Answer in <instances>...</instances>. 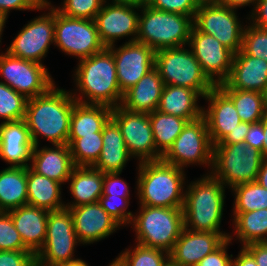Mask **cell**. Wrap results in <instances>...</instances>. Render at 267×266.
Wrapping results in <instances>:
<instances>
[{
    "label": "cell",
    "mask_w": 267,
    "mask_h": 266,
    "mask_svg": "<svg viewBox=\"0 0 267 266\" xmlns=\"http://www.w3.org/2000/svg\"><path fill=\"white\" fill-rule=\"evenodd\" d=\"M232 241V236L228 239L214 252L206 255L196 266H232V257L227 254V247Z\"/></svg>",
    "instance_id": "47"
},
{
    "label": "cell",
    "mask_w": 267,
    "mask_h": 266,
    "mask_svg": "<svg viewBox=\"0 0 267 266\" xmlns=\"http://www.w3.org/2000/svg\"><path fill=\"white\" fill-rule=\"evenodd\" d=\"M254 9L250 17L248 18L252 20L253 24L257 27L267 29V0H257L256 5H254Z\"/></svg>",
    "instance_id": "50"
},
{
    "label": "cell",
    "mask_w": 267,
    "mask_h": 266,
    "mask_svg": "<svg viewBox=\"0 0 267 266\" xmlns=\"http://www.w3.org/2000/svg\"><path fill=\"white\" fill-rule=\"evenodd\" d=\"M57 266H89L84 260L79 259L75 262H71V263H64V264H60Z\"/></svg>",
    "instance_id": "57"
},
{
    "label": "cell",
    "mask_w": 267,
    "mask_h": 266,
    "mask_svg": "<svg viewBox=\"0 0 267 266\" xmlns=\"http://www.w3.org/2000/svg\"><path fill=\"white\" fill-rule=\"evenodd\" d=\"M77 243L81 244L74 231L70 210L64 208L49 212L45 242L36 254V265L57 266L79 260L73 257Z\"/></svg>",
    "instance_id": "9"
},
{
    "label": "cell",
    "mask_w": 267,
    "mask_h": 266,
    "mask_svg": "<svg viewBox=\"0 0 267 266\" xmlns=\"http://www.w3.org/2000/svg\"><path fill=\"white\" fill-rule=\"evenodd\" d=\"M111 118L117 123L131 157L141 162L160 160L156 150L149 113L132 112L121 105L112 109Z\"/></svg>",
    "instance_id": "13"
},
{
    "label": "cell",
    "mask_w": 267,
    "mask_h": 266,
    "mask_svg": "<svg viewBox=\"0 0 267 266\" xmlns=\"http://www.w3.org/2000/svg\"><path fill=\"white\" fill-rule=\"evenodd\" d=\"M109 266H121L116 260H113L112 263H110Z\"/></svg>",
    "instance_id": "63"
},
{
    "label": "cell",
    "mask_w": 267,
    "mask_h": 266,
    "mask_svg": "<svg viewBox=\"0 0 267 266\" xmlns=\"http://www.w3.org/2000/svg\"><path fill=\"white\" fill-rule=\"evenodd\" d=\"M241 50L247 55L267 61V29L253 24L244 26Z\"/></svg>",
    "instance_id": "40"
},
{
    "label": "cell",
    "mask_w": 267,
    "mask_h": 266,
    "mask_svg": "<svg viewBox=\"0 0 267 266\" xmlns=\"http://www.w3.org/2000/svg\"><path fill=\"white\" fill-rule=\"evenodd\" d=\"M138 165L137 196L140 205L183 208L185 174L182 168L162 159Z\"/></svg>",
    "instance_id": "3"
},
{
    "label": "cell",
    "mask_w": 267,
    "mask_h": 266,
    "mask_svg": "<svg viewBox=\"0 0 267 266\" xmlns=\"http://www.w3.org/2000/svg\"><path fill=\"white\" fill-rule=\"evenodd\" d=\"M103 146L101 154L93 168L103 172H121L131 158L121 130L110 118L102 129Z\"/></svg>",
    "instance_id": "27"
},
{
    "label": "cell",
    "mask_w": 267,
    "mask_h": 266,
    "mask_svg": "<svg viewBox=\"0 0 267 266\" xmlns=\"http://www.w3.org/2000/svg\"><path fill=\"white\" fill-rule=\"evenodd\" d=\"M261 124L264 131V137H263V147H262V155L267 158V111H265L262 119Z\"/></svg>",
    "instance_id": "56"
},
{
    "label": "cell",
    "mask_w": 267,
    "mask_h": 266,
    "mask_svg": "<svg viewBox=\"0 0 267 266\" xmlns=\"http://www.w3.org/2000/svg\"><path fill=\"white\" fill-rule=\"evenodd\" d=\"M137 42L144 43L155 52L188 45L193 18L140 5Z\"/></svg>",
    "instance_id": "5"
},
{
    "label": "cell",
    "mask_w": 267,
    "mask_h": 266,
    "mask_svg": "<svg viewBox=\"0 0 267 266\" xmlns=\"http://www.w3.org/2000/svg\"><path fill=\"white\" fill-rule=\"evenodd\" d=\"M112 109L106 105L76 102L72 110L68 139H78L102 132L104 125L111 118Z\"/></svg>",
    "instance_id": "31"
},
{
    "label": "cell",
    "mask_w": 267,
    "mask_h": 266,
    "mask_svg": "<svg viewBox=\"0 0 267 266\" xmlns=\"http://www.w3.org/2000/svg\"><path fill=\"white\" fill-rule=\"evenodd\" d=\"M67 145L70 148L74 166H93L101 154L102 132L78 139H68Z\"/></svg>",
    "instance_id": "36"
},
{
    "label": "cell",
    "mask_w": 267,
    "mask_h": 266,
    "mask_svg": "<svg viewBox=\"0 0 267 266\" xmlns=\"http://www.w3.org/2000/svg\"><path fill=\"white\" fill-rule=\"evenodd\" d=\"M134 249H126L115 260L121 266H163L169 260V253L161 249L137 244Z\"/></svg>",
    "instance_id": "38"
},
{
    "label": "cell",
    "mask_w": 267,
    "mask_h": 266,
    "mask_svg": "<svg viewBox=\"0 0 267 266\" xmlns=\"http://www.w3.org/2000/svg\"><path fill=\"white\" fill-rule=\"evenodd\" d=\"M145 3L154 9L191 16L193 19L199 7L197 0H146Z\"/></svg>",
    "instance_id": "44"
},
{
    "label": "cell",
    "mask_w": 267,
    "mask_h": 266,
    "mask_svg": "<svg viewBox=\"0 0 267 266\" xmlns=\"http://www.w3.org/2000/svg\"><path fill=\"white\" fill-rule=\"evenodd\" d=\"M54 44L65 54L78 57L79 60L105 48L94 20L70 18L56 9Z\"/></svg>",
    "instance_id": "11"
},
{
    "label": "cell",
    "mask_w": 267,
    "mask_h": 266,
    "mask_svg": "<svg viewBox=\"0 0 267 266\" xmlns=\"http://www.w3.org/2000/svg\"><path fill=\"white\" fill-rule=\"evenodd\" d=\"M263 98H264L265 110L267 111V87L265 88V90L263 92Z\"/></svg>",
    "instance_id": "61"
},
{
    "label": "cell",
    "mask_w": 267,
    "mask_h": 266,
    "mask_svg": "<svg viewBox=\"0 0 267 266\" xmlns=\"http://www.w3.org/2000/svg\"><path fill=\"white\" fill-rule=\"evenodd\" d=\"M114 45L108 48L114 57L120 91L124 94L154 68L155 51L137 41L126 42L119 48Z\"/></svg>",
    "instance_id": "18"
},
{
    "label": "cell",
    "mask_w": 267,
    "mask_h": 266,
    "mask_svg": "<svg viewBox=\"0 0 267 266\" xmlns=\"http://www.w3.org/2000/svg\"><path fill=\"white\" fill-rule=\"evenodd\" d=\"M51 7V8H50ZM50 12L28 22L17 34L7 52L14 57L42 64V60L52 43L55 31V7L46 1Z\"/></svg>",
    "instance_id": "15"
},
{
    "label": "cell",
    "mask_w": 267,
    "mask_h": 266,
    "mask_svg": "<svg viewBox=\"0 0 267 266\" xmlns=\"http://www.w3.org/2000/svg\"><path fill=\"white\" fill-rule=\"evenodd\" d=\"M156 150L163 156L189 122L174 115L155 110L149 113Z\"/></svg>",
    "instance_id": "34"
},
{
    "label": "cell",
    "mask_w": 267,
    "mask_h": 266,
    "mask_svg": "<svg viewBox=\"0 0 267 266\" xmlns=\"http://www.w3.org/2000/svg\"><path fill=\"white\" fill-rule=\"evenodd\" d=\"M63 5L55 7L64 16L78 19L94 20L100 12L104 0H64Z\"/></svg>",
    "instance_id": "41"
},
{
    "label": "cell",
    "mask_w": 267,
    "mask_h": 266,
    "mask_svg": "<svg viewBox=\"0 0 267 266\" xmlns=\"http://www.w3.org/2000/svg\"><path fill=\"white\" fill-rule=\"evenodd\" d=\"M199 4H211V3H218L219 0H197Z\"/></svg>",
    "instance_id": "60"
},
{
    "label": "cell",
    "mask_w": 267,
    "mask_h": 266,
    "mask_svg": "<svg viewBox=\"0 0 267 266\" xmlns=\"http://www.w3.org/2000/svg\"><path fill=\"white\" fill-rule=\"evenodd\" d=\"M185 46L155 52L154 67L164 85H174L196 90L204 98L215 85L201 69L191 49Z\"/></svg>",
    "instance_id": "8"
},
{
    "label": "cell",
    "mask_w": 267,
    "mask_h": 266,
    "mask_svg": "<svg viewBox=\"0 0 267 266\" xmlns=\"http://www.w3.org/2000/svg\"><path fill=\"white\" fill-rule=\"evenodd\" d=\"M229 236L225 232H195L184 227L169 253V259L178 266H196L206 255L218 249Z\"/></svg>",
    "instance_id": "19"
},
{
    "label": "cell",
    "mask_w": 267,
    "mask_h": 266,
    "mask_svg": "<svg viewBox=\"0 0 267 266\" xmlns=\"http://www.w3.org/2000/svg\"><path fill=\"white\" fill-rule=\"evenodd\" d=\"M164 82L154 67L123 94L121 106L132 112L151 113L157 110Z\"/></svg>",
    "instance_id": "26"
},
{
    "label": "cell",
    "mask_w": 267,
    "mask_h": 266,
    "mask_svg": "<svg viewBox=\"0 0 267 266\" xmlns=\"http://www.w3.org/2000/svg\"><path fill=\"white\" fill-rule=\"evenodd\" d=\"M61 183L27 167V205L57 211L65 208L61 201Z\"/></svg>",
    "instance_id": "30"
},
{
    "label": "cell",
    "mask_w": 267,
    "mask_h": 266,
    "mask_svg": "<svg viewBox=\"0 0 267 266\" xmlns=\"http://www.w3.org/2000/svg\"><path fill=\"white\" fill-rule=\"evenodd\" d=\"M199 97L196 90L164 85L157 110L191 122L203 116V108L197 104Z\"/></svg>",
    "instance_id": "28"
},
{
    "label": "cell",
    "mask_w": 267,
    "mask_h": 266,
    "mask_svg": "<svg viewBox=\"0 0 267 266\" xmlns=\"http://www.w3.org/2000/svg\"><path fill=\"white\" fill-rule=\"evenodd\" d=\"M28 99L14 89L0 82V118L3 122L25 118Z\"/></svg>",
    "instance_id": "39"
},
{
    "label": "cell",
    "mask_w": 267,
    "mask_h": 266,
    "mask_svg": "<svg viewBox=\"0 0 267 266\" xmlns=\"http://www.w3.org/2000/svg\"><path fill=\"white\" fill-rule=\"evenodd\" d=\"M27 205V168L11 167L0 171V212Z\"/></svg>",
    "instance_id": "32"
},
{
    "label": "cell",
    "mask_w": 267,
    "mask_h": 266,
    "mask_svg": "<svg viewBox=\"0 0 267 266\" xmlns=\"http://www.w3.org/2000/svg\"><path fill=\"white\" fill-rule=\"evenodd\" d=\"M263 243L267 246V237H266V239L263 241Z\"/></svg>",
    "instance_id": "64"
},
{
    "label": "cell",
    "mask_w": 267,
    "mask_h": 266,
    "mask_svg": "<svg viewBox=\"0 0 267 266\" xmlns=\"http://www.w3.org/2000/svg\"><path fill=\"white\" fill-rule=\"evenodd\" d=\"M131 224L137 244L170 253L184 228L182 208L140 205Z\"/></svg>",
    "instance_id": "6"
},
{
    "label": "cell",
    "mask_w": 267,
    "mask_h": 266,
    "mask_svg": "<svg viewBox=\"0 0 267 266\" xmlns=\"http://www.w3.org/2000/svg\"><path fill=\"white\" fill-rule=\"evenodd\" d=\"M47 0H0V11L8 17L10 10H43Z\"/></svg>",
    "instance_id": "48"
},
{
    "label": "cell",
    "mask_w": 267,
    "mask_h": 266,
    "mask_svg": "<svg viewBox=\"0 0 267 266\" xmlns=\"http://www.w3.org/2000/svg\"><path fill=\"white\" fill-rule=\"evenodd\" d=\"M129 198L111 197V195H102L99 198L101 207L120 225L131 224L133 217L131 211H126L129 206Z\"/></svg>",
    "instance_id": "43"
},
{
    "label": "cell",
    "mask_w": 267,
    "mask_h": 266,
    "mask_svg": "<svg viewBox=\"0 0 267 266\" xmlns=\"http://www.w3.org/2000/svg\"><path fill=\"white\" fill-rule=\"evenodd\" d=\"M232 260H234L232 266H257L253 256L244 247H242L237 257Z\"/></svg>",
    "instance_id": "53"
},
{
    "label": "cell",
    "mask_w": 267,
    "mask_h": 266,
    "mask_svg": "<svg viewBox=\"0 0 267 266\" xmlns=\"http://www.w3.org/2000/svg\"><path fill=\"white\" fill-rule=\"evenodd\" d=\"M188 46L200 63L204 74L215 86L224 83L229 78L234 53L214 36L200 32L193 25Z\"/></svg>",
    "instance_id": "16"
},
{
    "label": "cell",
    "mask_w": 267,
    "mask_h": 266,
    "mask_svg": "<svg viewBox=\"0 0 267 266\" xmlns=\"http://www.w3.org/2000/svg\"><path fill=\"white\" fill-rule=\"evenodd\" d=\"M33 148L25 119L0 124V158L11 167H29Z\"/></svg>",
    "instance_id": "22"
},
{
    "label": "cell",
    "mask_w": 267,
    "mask_h": 266,
    "mask_svg": "<svg viewBox=\"0 0 267 266\" xmlns=\"http://www.w3.org/2000/svg\"><path fill=\"white\" fill-rule=\"evenodd\" d=\"M236 10L218 3L199 4L193 25L205 34L214 36L234 54L242 47L244 25L238 20Z\"/></svg>",
    "instance_id": "14"
},
{
    "label": "cell",
    "mask_w": 267,
    "mask_h": 266,
    "mask_svg": "<svg viewBox=\"0 0 267 266\" xmlns=\"http://www.w3.org/2000/svg\"><path fill=\"white\" fill-rule=\"evenodd\" d=\"M121 172H109L103 174V193L102 195H111V197L130 198L129 186L121 179Z\"/></svg>",
    "instance_id": "45"
},
{
    "label": "cell",
    "mask_w": 267,
    "mask_h": 266,
    "mask_svg": "<svg viewBox=\"0 0 267 266\" xmlns=\"http://www.w3.org/2000/svg\"><path fill=\"white\" fill-rule=\"evenodd\" d=\"M265 157L245 142L213 146L210 174L229 188L256 181Z\"/></svg>",
    "instance_id": "7"
},
{
    "label": "cell",
    "mask_w": 267,
    "mask_h": 266,
    "mask_svg": "<svg viewBox=\"0 0 267 266\" xmlns=\"http://www.w3.org/2000/svg\"><path fill=\"white\" fill-rule=\"evenodd\" d=\"M163 266H178V265L175 264V263H173V262L169 259Z\"/></svg>",
    "instance_id": "62"
},
{
    "label": "cell",
    "mask_w": 267,
    "mask_h": 266,
    "mask_svg": "<svg viewBox=\"0 0 267 266\" xmlns=\"http://www.w3.org/2000/svg\"><path fill=\"white\" fill-rule=\"evenodd\" d=\"M234 232L242 247L261 243L267 237V209L251 212H233Z\"/></svg>",
    "instance_id": "33"
},
{
    "label": "cell",
    "mask_w": 267,
    "mask_h": 266,
    "mask_svg": "<svg viewBox=\"0 0 267 266\" xmlns=\"http://www.w3.org/2000/svg\"><path fill=\"white\" fill-rule=\"evenodd\" d=\"M203 99L208 101V108L203 107L209 137L212 145H217L230 131H234L241 119L233 101L216 85Z\"/></svg>",
    "instance_id": "21"
},
{
    "label": "cell",
    "mask_w": 267,
    "mask_h": 266,
    "mask_svg": "<svg viewBox=\"0 0 267 266\" xmlns=\"http://www.w3.org/2000/svg\"><path fill=\"white\" fill-rule=\"evenodd\" d=\"M213 145L211 143L206 119L188 122L172 146L162 156L166 163L184 169L187 165L198 164L212 168Z\"/></svg>",
    "instance_id": "10"
},
{
    "label": "cell",
    "mask_w": 267,
    "mask_h": 266,
    "mask_svg": "<svg viewBox=\"0 0 267 266\" xmlns=\"http://www.w3.org/2000/svg\"><path fill=\"white\" fill-rule=\"evenodd\" d=\"M28 250L8 212H0V251Z\"/></svg>",
    "instance_id": "42"
},
{
    "label": "cell",
    "mask_w": 267,
    "mask_h": 266,
    "mask_svg": "<svg viewBox=\"0 0 267 266\" xmlns=\"http://www.w3.org/2000/svg\"><path fill=\"white\" fill-rule=\"evenodd\" d=\"M257 0H219L218 4L223 5V6H227L229 8L232 9H237L240 8L242 6H249L250 3L252 5H256Z\"/></svg>",
    "instance_id": "54"
},
{
    "label": "cell",
    "mask_w": 267,
    "mask_h": 266,
    "mask_svg": "<svg viewBox=\"0 0 267 266\" xmlns=\"http://www.w3.org/2000/svg\"><path fill=\"white\" fill-rule=\"evenodd\" d=\"M264 131L261 122L250 125L249 131L245 136L244 142L262 152Z\"/></svg>",
    "instance_id": "49"
},
{
    "label": "cell",
    "mask_w": 267,
    "mask_h": 266,
    "mask_svg": "<svg viewBox=\"0 0 267 266\" xmlns=\"http://www.w3.org/2000/svg\"><path fill=\"white\" fill-rule=\"evenodd\" d=\"M256 182L267 189V158L264 159L261 169L258 172Z\"/></svg>",
    "instance_id": "55"
},
{
    "label": "cell",
    "mask_w": 267,
    "mask_h": 266,
    "mask_svg": "<svg viewBox=\"0 0 267 266\" xmlns=\"http://www.w3.org/2000/svg\"><path fill=\"white\" fill-rule=\"evenodd\" d=\"M232 101L242 122H260L264 113L263 93L249 90L221 89Z\"/></svg>",
    "instance_id": "35"
},
{
    "label": "cell",
    "mask_w": 267,
    "mask_h": 266,
    "mask_svg": "<svg viewBox=\"0 0 267 266\" xmlns=\"http://www.w3.org/2000/svg\"><path fill=\"white\" fill-rule=\"evenodd\" d=\"M250 123L240 122L234 131H230L218 144H234L244 142L245 136L250 128Z\"/></svg>",
    "instance_id": "51"
},
{
    "label": "cell",
    "mask_w": 267,
    "mask_h": 266,
    "mask_svg": "<svg viewBox=\"0 0 267 266\" xmlns=\"http://www.w3.org/2000/svg\"><path fill=\"white\" fill-rule=\"evenodd\" d=\"M225 185L210 173L189 185L185 191L184 227L195 232H220ZM190 227V228H189Z\"/></svg>",
    "instance_id": "4"
},
{
    "label": "cell",
    "mask_w": 267,
    "mask_h": 266,
    "mask_svg": "<svg viewBox=\"0 0 267 266\" xmlns=\"http://www.w3.org/2000/svg\"><path fill=\"white\" fill-rule=\"evenodd\" d=\"M54 147L34 146L30 168L59 183L68 182L74 163L67 144H54Z\"/></svg>",
    "instance_id": "24"
},
{
    "label": "cell",
    "mask_w": 267,
    "mask_h": 266,
    "mask_svg": "<svg viewBox=\"0 0 267 266\" xmlns=\"http://www.w3.org/2000/svg\"><path fill=\"white\" fill-rule=\"evenodd\" d=\"M140 5L112 2L103 4L94 21L101 42L105 47L111 46L124 36H132L128 42L136 41L138 35Z\"/></svg>",
    "instance_id": "17"
},
{
    "label": "cell",
    "mask_w": 267,
    "mask_h": 266,
    "mask_svg": "<svg viewBox=\"0 0 267 266\" xmlns=\"http://www.w3.org/2000/svg\"><path fill=\"white\" fill-rule=\"evenodd\" d=\"M36 255L29 250L0 251V266H35Z\"/></svg>",
    "instance_id": "46"
},
{
    "label": "cell",
    "mask_w": 267,
    "mask_h": 266,
    "mask_svg": "<svg viewBox=\"0 0 267 266\" xmlns=\"http://www.w3.org/2000/svg\"><path fill=\"white\" fill-rule=\"evenodd\" d=\"M0 75L5 84L27 99L46 93L55 85L43 64L11 56L0 55Z\"/></svg>",
    "instance_id": "12"
},
{
    "label": "cell",
    "mask_w": 267,
    "mask_h": 266,
    "mask_svg": "<svg viewBox=\"0 0 267 266\" xmlns=\"http://www.w3.org/2000/svg\"><path fill=\"white\" fill-rule=\"evenodd\" d=\"M146 0H112L111 2H119V3H132L136 5H141L145 2ZM105 3H107L106 0H104Z\"/></svg>",
    "instance_id": "58"
},
{
    "label": "cell",
    "mask_w": 267,
    "mask_h": 266,
    "mask_svg": "<svg viewBox=\"0 0 267 266\" xmlns=\"http://www.w3.org/2000/svg\"><path fill=\"white\" fill-rule=\"evenodd\" d=\"M24 246L35 255L41 250L46 237L49 211L24 205L8 211Z\"/></svg>",
    "instance_id": "25"
},
{
    "label": "cell",
    "mask_w": 267,
    "mask_h": 266,
    "mask_svg": "<svg viewBox=\"0 0 267 266\" xmlns=\"http://www.w3.org/2000/svg\"><path fill=\"white\" fill-rule=\"evenodd\" d=\"M220 89L249 90L263 93L267 87V61L245 54H234L229 78Z\"/></svg>",
    "instance_id": "23"
},
{
    "label": "cell",
    "mask_w": 267,
    "mask_h": 266,
    "mask_svg": "<svg viewBox=\"0 0 267 266\" xmlns=\"http://www.w3.org/2000/svg\"><path fill=\"white\" fill-rule=\"evenodd\" d=\"M234 192L233 212H251L267 209V189L256 181L238 185Z\"/></svg>",
    "instance_id": "37"
},
{
    "label": "cell",
    "mask_w": 267,
    "mask_h": 266,
    "mask_svg": "<svg viewBox=\"0 0 267 266\" xmlns=\"http://www.w3.org/2000/svg\"><path fill=\"white\" fill-rule=\"evenodd\" d=\"M76 102L70 91L55 85L46 93L28 99L24 119L34 146L39 145V136H44L52 145L67 144Z\"/></svg>",
    "instance_id": "1"
},
{
    "label": "cell",
    "mask_w": 267,
    "mask_h": 266,
    "mask_svg": "<svg viewBox=\"0 0 267 266\" xmlns=\"http://www.w3.org/2000/svg\"><path fill=\"white\" fill-rule=\"evenodd\" d=\"M6 20H7V16L0 11V43H1V39H2L1 38L2 33L4 30L3 28H5L4 25H5Z\"/></svg>",
    "instance_id": "59"
},
{
    "label": "cell",
    "mask_w": 267,
    "mask_h": 266,
    "mask_svg": "<svg viewBox=\"0 0 267 266\" xmlns=\"http://www.w3.org/2000/svg\"><path fill=\"white\" fill-rule=\"evenodd\" d=\"M74 76L77 92H81V96H76L75 92L71 94L78 103L111 108L121 105L123 94L119 88L114 57L108 47L79 60Z\"/></svg>",
    "instance_id": "2"
},
{
    "label": "cell",
    "mask_w": 267,
    "mask_h": 266,
    "mask_svg": "<svg viewBox=\"0 0 267 266\" xmlns=\"http://www.w3.org/2000/svg\"><path fill=\"white\" fill-rule=\"evenodd\" d=\"M103 174L92 166H75L68 179L74 202L65 204V208L98 202L103 193Z\"/></svg>",
    "instance_id": "29"
},
{
    "label": "cell",
    "mask_w": 267,
    "mask_h": 266,
    "mask_svg": "<svg viewBox=\"0 0 267 266\" xmlns=\"http://www.w3.org/2000/svg\"><path fill=\"white\" fill-rule=\"evenodd\" d=\"M69 210L73 216L74 231L83 245L105 239L121 226L99 202L80 205Z\"/></svg>",
    "instance_id": "20"
},
{
    "label": "cell",
    "mask_w": 267,
    "mask_h": 266,
    "mask_svg": "<svg viewBox=\"0 0 267 266\" xmlns=\"http://www.w3.org/2000/svg\"><path fill=\"white\" fill-rule=\"evenodd\" d=\"M244 248L253 256L257 266H267V246L261 243H251Z\"/></svg>",
    "instance_id": "52"
}]
</instances>
